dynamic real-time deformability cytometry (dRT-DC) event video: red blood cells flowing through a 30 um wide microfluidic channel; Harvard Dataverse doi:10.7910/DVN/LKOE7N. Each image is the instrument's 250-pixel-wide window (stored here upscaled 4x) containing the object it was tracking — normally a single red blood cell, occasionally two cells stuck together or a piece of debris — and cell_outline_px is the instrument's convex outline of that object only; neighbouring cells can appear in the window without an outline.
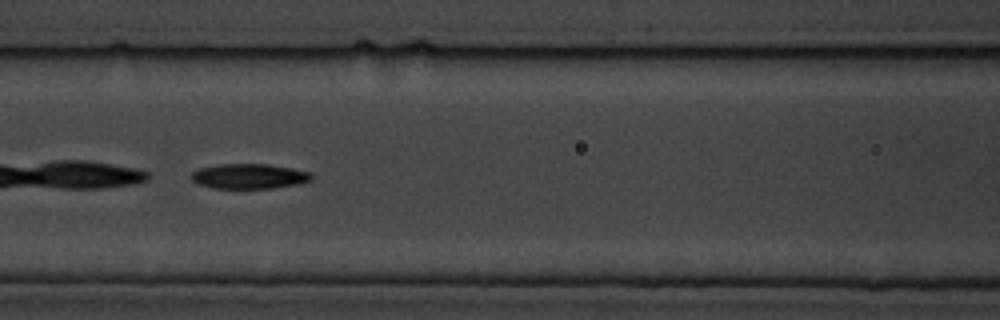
{"species": "common noctule bat (a hibernating species)", "species_latin": "Nyctalus noctula", "temperature_condition": "cold", "stored_images_in_passage": 11, "camera_frame_rate_fps": 3000, "um_per_image_px": 0.085, "animal": {"sex": "male", "body_mass_g": 19.5, "forearm_length_mm": 54.6}, "frame": {"image": 1, "passage_image": 7, "time_ms": 7.667, "image_size_px": [1000, 320], "cell_outline_px": [[312, 180], [296, 184], [272, 188], [212, 188], [200, 184], [192, 180], [192, 172], [200, 168], [216, 164], [268, 164], [292, 168], [312, 172]], "centroid_in_image_um": [21.19, 14.97], "position_along_channel_um": 145.4, "area_um2": 17.46}}
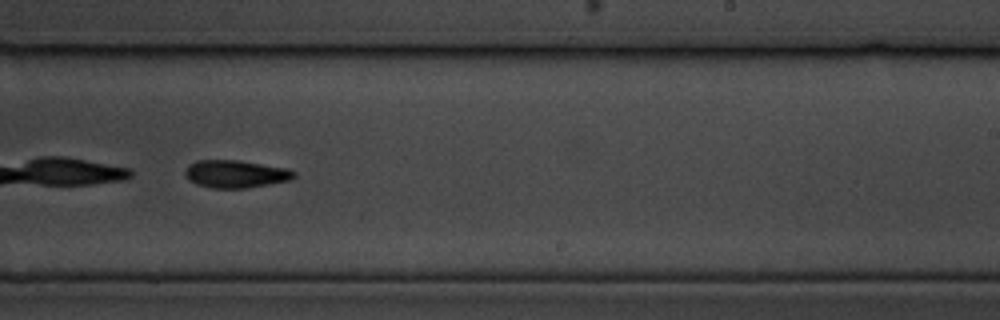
{"frame": {"image": 2, "passage_image": 10, "time_ms": 11.333, "image_size_px": [1000, 320], "cell_outline_px": [[296, 176], [292, 180], [248, 188], [212, 188], [196, 184], [188, 180], [184, 172], [188, 164], [196, 160], [236, 160], [284, 168], [296, 172]], "centroid_in_image_um": [20.0, 14.79], "position_along_channel_um": 269.0, "area_um2": 17.57}}
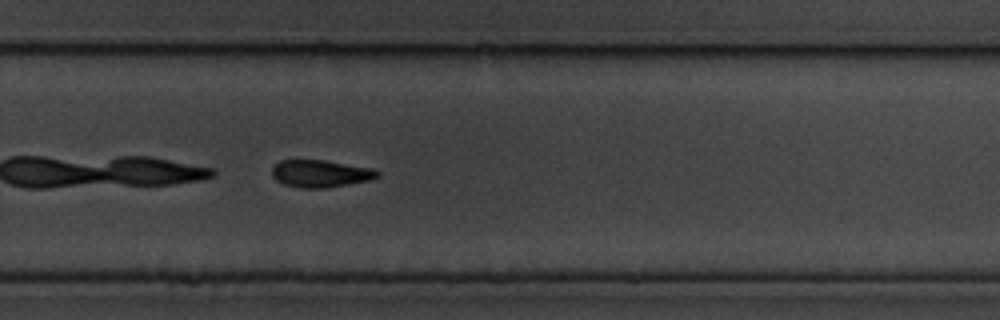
{"frame": {"image": 3, "passage_image": 11, "time_ms": 12.333, "image_size_px": [1000, 320], "cell_outline_px": [[380, 176], [372, 180], [328, 188], [300, 188], [284, 184], [276, 180], [272, 176], [272, 168], [280, 160], [324, 160], [372, 168], [380, 172]], "centroid_in_image_um": [27.27, 14.76], "position_along_channel_um": 302.5, "area_um2": 16.94}}